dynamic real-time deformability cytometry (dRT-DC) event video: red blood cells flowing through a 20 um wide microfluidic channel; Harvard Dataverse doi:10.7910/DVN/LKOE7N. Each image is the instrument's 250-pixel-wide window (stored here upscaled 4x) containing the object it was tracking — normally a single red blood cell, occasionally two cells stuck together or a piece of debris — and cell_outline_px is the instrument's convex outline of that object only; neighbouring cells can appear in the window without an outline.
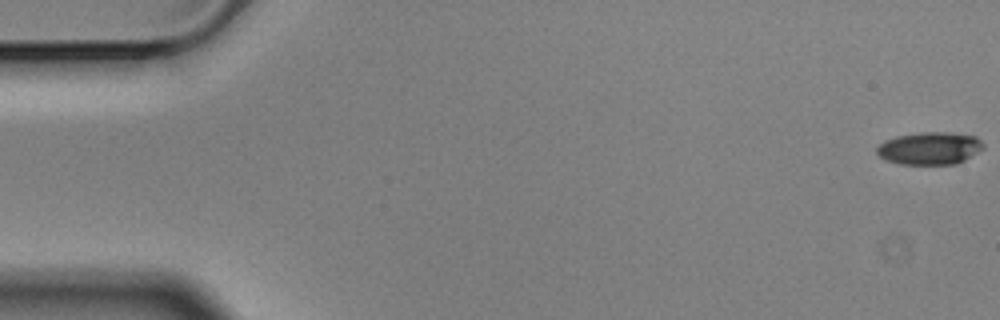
{"species": "Egyptian fruit bat (a non-hibernating species)", "species_latin": "Rousettus aegyptiacus", "temperature_condition": "cold", "stored_images_in_passage": 6, "camera_frame_rate_fps": 3000, "um_per_image_px": 0.085, "animal": {"sex": "male"}, "frame": {"image": 1, "passage_image": 1, "time_ms": 0.0, "image_size_px": [1000, 320], "cell_outline_px": [[984, 148], [964, 160], [956, 164], [900, 164], [884, 160], [876, 152], [876, 148], [884, 140], [896, 136], [924, 132], [948, 132], [976, 136], [984, 144]], "centroid_in_image_um": [79.01, 12.6], "position_along_channel_um": 6.0, "area_um2": 20.23}}
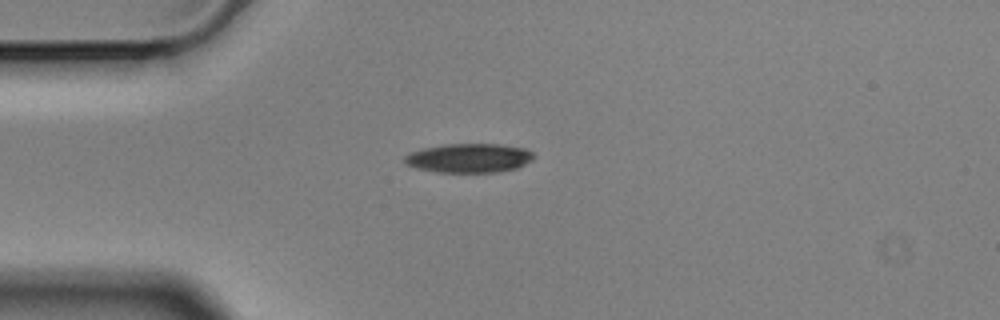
{"frame": {"image": 2, "passage_image": 5, "time_ms": 1.333, "image_size_px": [1000, 320], "cell_outline_px": [[536, 156], [532, 160], [516, 168], [496, 172], [436, 172], [416, 168], [404, 164], [404, 156], [412, 152], [424, 148], [444, 144], [500, 144], [524, 148], [532, 152]], "centroid_in_image_um": [39.86, 13.43], "position_along_channel_um": 45.1, "area_um2": 21.91}}
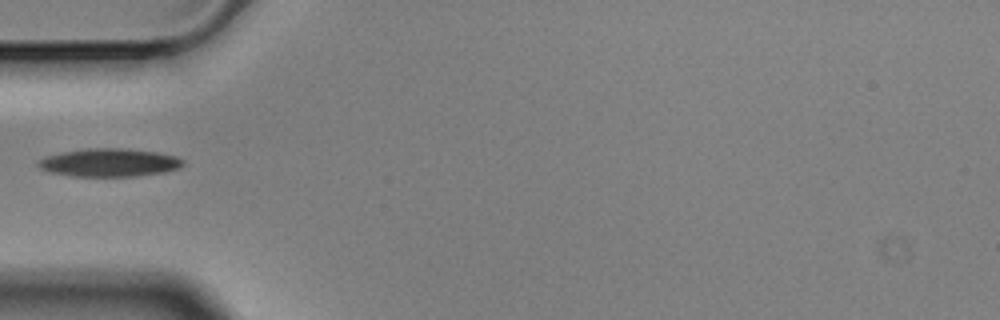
{"frame": {"image": 3, "passage_image": 6, "time_ms": 1.667, "image_size_px": [1000, 320], "cell_outline_px": [[184, 164], [180, 168], [164, 172], [136, 176], [72, 176], [52, 172], [40, 168], [36, 164], [40, 160], [48, 156], [64, 152], [88, 148], [120, 148], [156, 152], [176, 156], [184, 160]], "centroid_in_image_um": [9.34, 13.82], "position_along_channel_um": 75.7, "area_um2": 23.47}}